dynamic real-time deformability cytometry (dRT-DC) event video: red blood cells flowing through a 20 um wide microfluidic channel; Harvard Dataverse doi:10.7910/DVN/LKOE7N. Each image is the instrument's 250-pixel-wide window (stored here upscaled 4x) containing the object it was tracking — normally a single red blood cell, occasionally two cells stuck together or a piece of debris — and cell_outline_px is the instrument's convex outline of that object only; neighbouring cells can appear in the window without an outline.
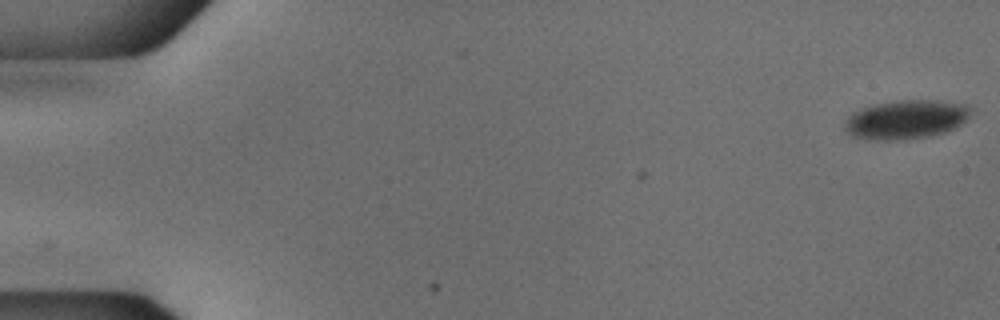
{"species": "common noctule bat (a hibernating species)", "species_latin": "Nyctalus noctula", "temperature_condition": "cold", "stored_images_in_passage": 17, "camera_frame_rate_fps": 3000, "um_per_image_px": 0.085, "animal": {"sex": "male", "body_mass_g": 18.8}, "frame": {"image": 1, "passage_image": 1, "time_ms": 0.0, "image_size_px": [1000, 320], "cell_outline_px": [[968, 116], [956, 128], [944, 132], [928, 136], [900, 140], [876, 140], [852, 136], [844, 128], [844, 124], [848, 116], [864, 108], [876, 104], [900, 100], [928, 100], [964, 104], [968, 108]], "centroid_in_image_um": [76.97, 10.17], "position_along_channel_um": 8.0, "area_um2": 27.98}}
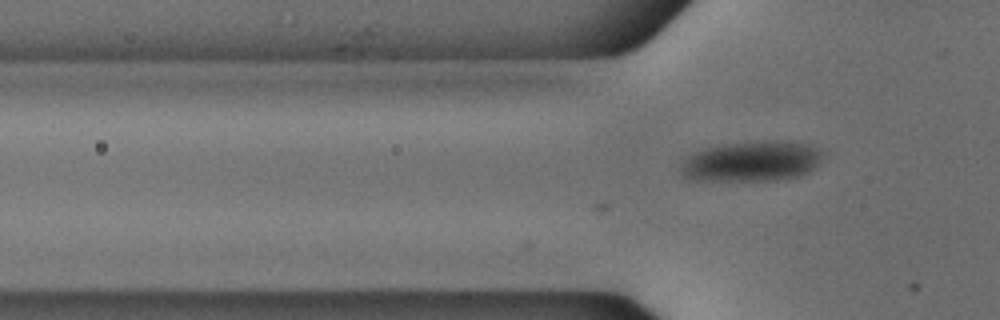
{"frame": {"image": 2, "passage_image": 17, "time_ms": 5.333, "image_size_px": [1000, 320], "cell_outline_px": [[824, 156], [816, 168], [800, 176], [776, 180], [692, 180], [680, 176], [680, 164], [692, 152], [704, 148], [728, 144], [756, 140], [768, 140], [804, 144], [820, 148], [824, 152]], "centroid_in_image_um": [63.89, 13.71], "position_along_channel_um": 61.9, "area_um2": 33.76}}